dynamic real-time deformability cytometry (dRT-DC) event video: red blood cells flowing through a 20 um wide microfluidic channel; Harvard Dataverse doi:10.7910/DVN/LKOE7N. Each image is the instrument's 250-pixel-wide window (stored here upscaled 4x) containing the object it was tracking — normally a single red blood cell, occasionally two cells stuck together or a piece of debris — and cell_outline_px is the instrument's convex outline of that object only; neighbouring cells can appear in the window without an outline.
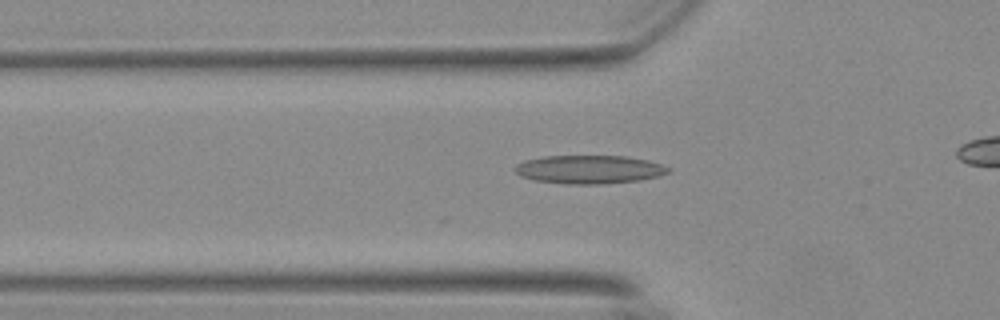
{"species": "Egyptian fruit bat (a non-hibernating species)", "species_latin": "Rousettus aegyptiacus", "temperature_condition": "warm", "stored_images_in_passage": 46, "camera_frame_rate_fps": 3000, "um_per_image_px": 0.085, "animal": {"sex": "female"}, "frame": {"image": 1, "passage_image": 19, "time_ms": 6.0, "image_size_px": [1000, 320], "cell_outline_px": [[672, 172], [656, 176], [636, 180], [600, 184], [568, 184], [536, 180], [520, 176], [512, 168], [516, 164], [524, 160], [544, 156], [624, 156], [648, 160], [672, 168]], "centroid_in_image_um": [50.06, 14.39], "position_along_channel_um": 75.7, "area_um2": 25.32}}
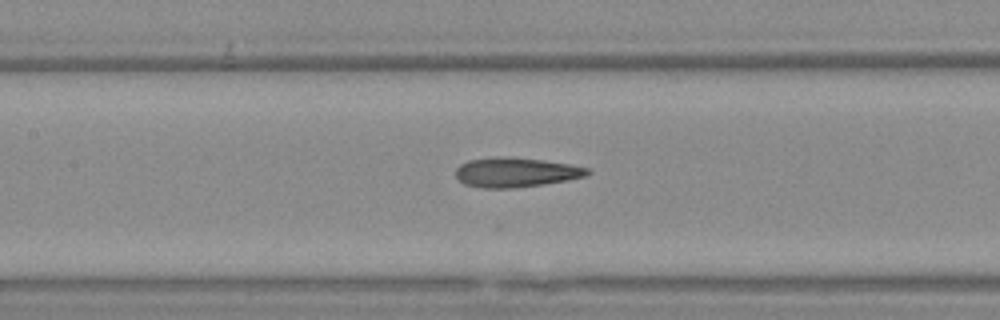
{"frame": {"image": 2, "passage_image": 26, "time_ms": 8.333, "image_size_px": [1000, 320], "cell_outline_px": [[592, 172], [584, 176], [568, 180], [544, 184], [512, 188], [484, 188], [464, 184], [456, 176], [456, 168], [460, 164], [468, 160], [496, 156], [504, 156], [544, 160], [568, 164], [588, 168]], "centroid_in_image_um": [43.82, 14.64], "position_along_channel_um": 163.6, "area_um2": 22.72}}
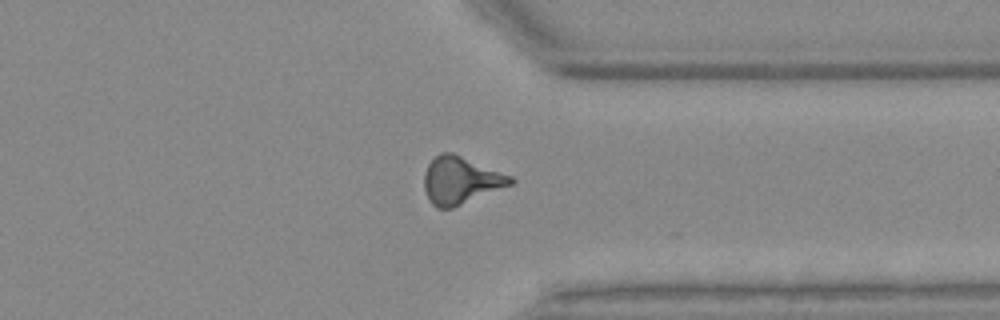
{"frame": {"image": 3, "passage_image": 43, "time_ms": 14.0, "image_size_px": [1000, 320], "cell_outline_px": [[516, 180], [512, 184], [452, 208], [436, 208], [432, 204], [424, 188], [424, 172], [428, 164], [440, 152], [452, 152], [512, 176]], "centroid_in_image_um": [39.15, 15.32], "position_along_channel_um": 372.3, "area_um2": 23.58}}